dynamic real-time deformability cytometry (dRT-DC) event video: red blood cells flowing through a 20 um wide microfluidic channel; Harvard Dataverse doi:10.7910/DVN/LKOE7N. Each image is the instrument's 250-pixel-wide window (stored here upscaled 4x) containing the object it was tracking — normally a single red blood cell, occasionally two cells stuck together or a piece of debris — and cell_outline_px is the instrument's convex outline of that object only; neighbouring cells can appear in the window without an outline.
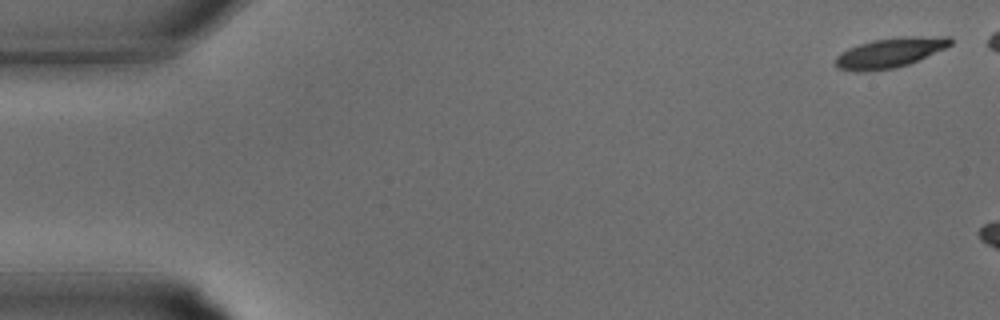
{"species": "common noctule bat (a hibernating species)", "species_latin": "Nyctalus noctula", "temperature_condition": "warm", "stored_images_in_passage": 4, "camera_frame_rate_fps": 3000, "um_per_image_px": 0.085, "animal": {"sex": "male", "body_mass_g": 15.6}, "frame": {"image": 1, "passage_image": 1, "time_ms": 0.0, "image_size_px": [1000, 320], "cell_outline_px": [[952, 44], [944, 48], [908, 64], [892, 68], [864, 72], [856, 72], [836, 68], [836, 56], [840, 52], [848, 48], [872, 40], [904, 36], [948, 36], [952, 40]], "centroid_in_image_um": [75.6, 4.47], "position_along_channel_um": 9.4, "area_um2": 19.88}}